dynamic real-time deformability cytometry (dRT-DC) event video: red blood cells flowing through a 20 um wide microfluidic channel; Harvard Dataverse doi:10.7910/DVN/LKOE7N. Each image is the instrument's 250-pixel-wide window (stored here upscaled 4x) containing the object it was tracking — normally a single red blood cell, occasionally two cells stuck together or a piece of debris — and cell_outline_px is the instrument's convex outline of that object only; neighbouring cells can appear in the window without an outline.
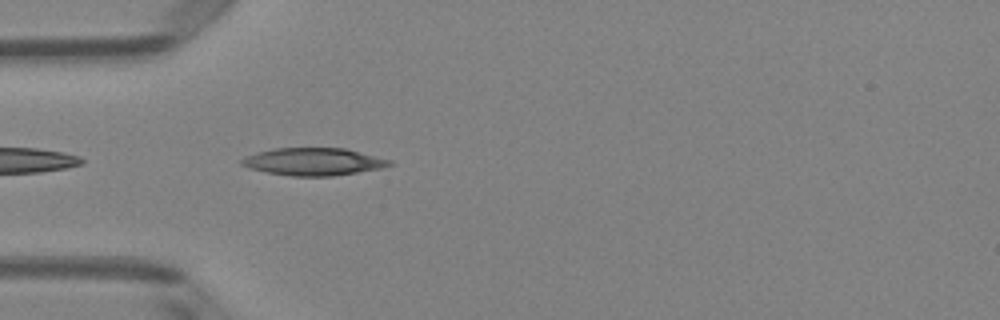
{"species": "Egyptian fruit bat (a non-hibernating species)", "species_latin": "Rousettus aegyptiacus", "temperature_condition": "room temperature", "stored_images_in_passage": 24, "camera_frame_rate_fps": 3000, "um_per_image_px": 0.085, "animal": {"sex": "female"}, "frame": {"image": 1, "passage_image": 2, "time_ms": 0.333, "image_size_px": [1000, 320], "cell_outline_px": [[392, 164], [380, 168], [332, 176], [292, 176], [268, 172], [248, 168], [240, 164], [240, 160], [248, 156], [272, 148], [344, 148], [392, 160]], "centroid_in_image_um": [26.63, 13.74], "position_along_channel_um": 58.4, "area_um2": 23.35}}
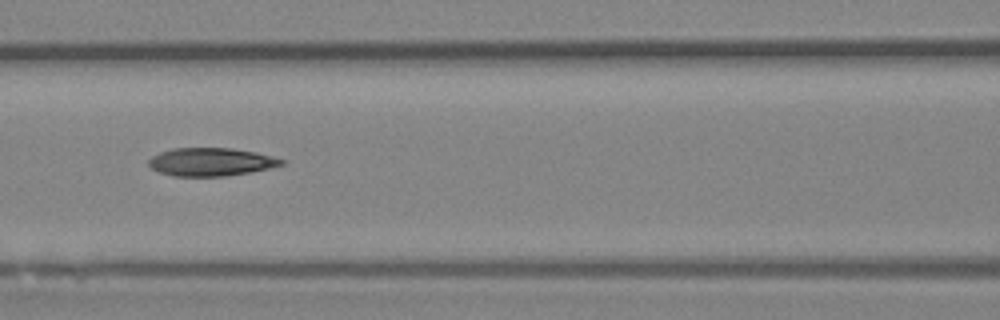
{"frame": {"image": 2, "passage_image": 9, "time_ms": 2.667, "image_size_px": [1000, 320], "cell_outline_px": [[284, 164], [272, 168], [252, 172], [224, 176], [172, 176], [160, 172], [152, 168], [148, 164], [148, 160], [152, 156], [160, 152], [172, 148], [232, 148], [256, 152], [272, 156], [284, 160]], "centroid_in_image_um": [17.95, 13.76], "position_along_channel_um": 148.7, "area_um2": 21.85}}
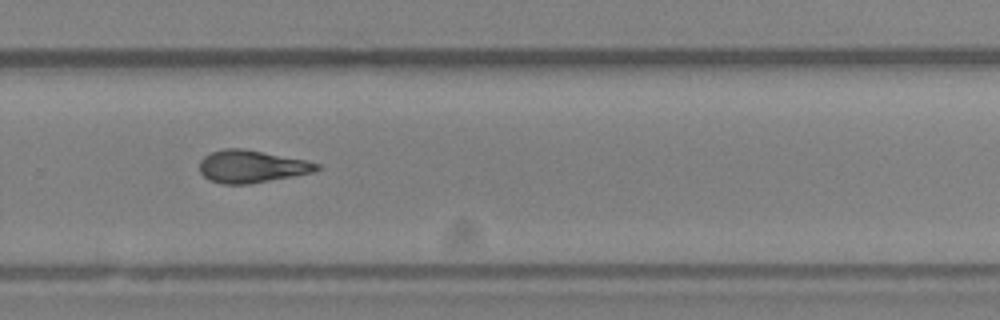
{"frame": {"image": 3, "passage_image": 21, "time_ms": 6.667, "image_size_px": [1000, 320], "cell_outline_px": [[320, 168], [316, 172], [248, 184], [220, 184], [208, 180], [200, 172], [200, 160], [204, 156], [212, 152], [224, 148], [240, 148], [304, 160], [320, 164]], "centroid_in_image_um": [21.36, 14.16], "position_along_channel_um": 308.4, "area_um2": 22.02}}